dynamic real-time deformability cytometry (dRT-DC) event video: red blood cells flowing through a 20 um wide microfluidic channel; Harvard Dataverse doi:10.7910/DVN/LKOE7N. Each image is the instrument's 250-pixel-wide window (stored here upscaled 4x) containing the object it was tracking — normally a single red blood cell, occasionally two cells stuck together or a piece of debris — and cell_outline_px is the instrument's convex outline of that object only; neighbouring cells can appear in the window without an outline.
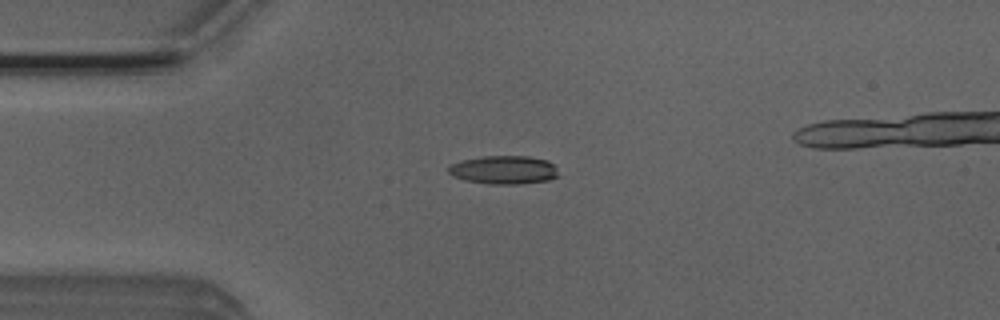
{"species": "Egyptian fruit bat (a non-hibernating species)", "species_latin": "Rousettus aegyptiacus", "temperature_condition": "room temperature", "stored_images_in_passage": 6, "camera_frame_rate_fps": 3000, "um_per_image_px": 0.085, "animal": {"sex": "male"}, "frame": {"image": 1, "passage_image": 4, "time_ms": 1.0, "image_size_px": [1000, 320], "cell_outline_px": [[556, 176], [548, 180], [520, 184], [492, 184], [464, 180], [452, 176], [448, 172], [448, 168], [452, 164], [464, 160], [484, 156], [528, 156], [548, 160], [552, 164], [556, 172]], "centroid_in_image_um": [42.8, 14.44], "position_along_channel_um": 42.2, "area_um2": 17.98}}